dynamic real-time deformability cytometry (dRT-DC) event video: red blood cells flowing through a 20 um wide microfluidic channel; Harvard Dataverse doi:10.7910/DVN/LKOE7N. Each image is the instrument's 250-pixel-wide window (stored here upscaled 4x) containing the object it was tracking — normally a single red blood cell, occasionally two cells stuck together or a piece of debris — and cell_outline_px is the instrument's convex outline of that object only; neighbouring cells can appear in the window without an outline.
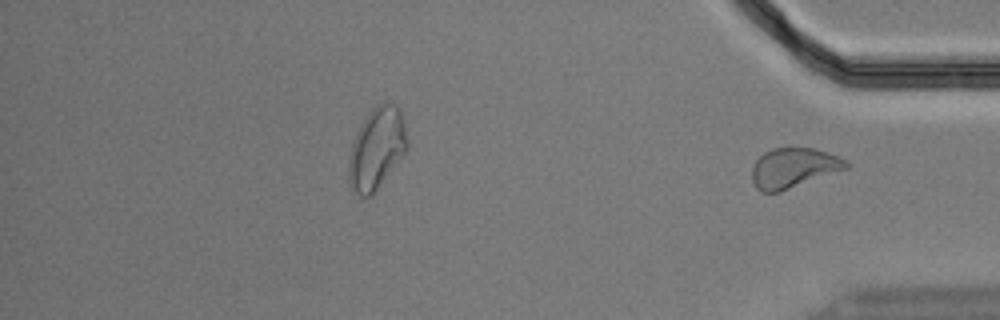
{"species": "Egyptian fruit bat (a non-hibernating species)", "species_latin": "Rousettus aegyptiacus", "temperature_condition": "cold", "stored_images_in_passage": 35, "segment_of_instrument_passage": [2, 2], "camera_frame_rate_fps": 3000, "um_per_image_px": 0.085, "animal": {"sex": "male"}, "frame": {"image": 1, "passage_image": 35, "time_ms": 11.333, "image_size_px": [1000, 320], "cell_outline_px": [[852, 164], [848, 168], [780, 192], [760, 192], [756, 188], [752, 180], [752, 168], [756, 160], [764, 152], [772, 148], [788, 144], [812, 148], [848, 160]], "centroid_in_image_um": [67.44, 14.23], "position_along_channel_um": 367.8, "area_um2": 22.43}}